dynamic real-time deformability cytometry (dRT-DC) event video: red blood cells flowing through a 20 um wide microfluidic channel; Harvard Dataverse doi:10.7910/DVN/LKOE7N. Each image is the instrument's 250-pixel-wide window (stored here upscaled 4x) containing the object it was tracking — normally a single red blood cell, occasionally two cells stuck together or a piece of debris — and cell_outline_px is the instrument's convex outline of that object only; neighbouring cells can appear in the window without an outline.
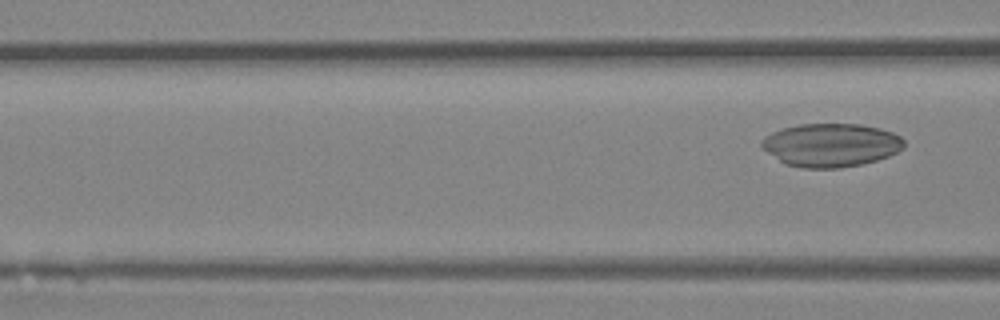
{"species": "Egyptian fruit bat (a non-hibernating species)", "species_latin": "Rousettus aegyptiacus", "temperature_condition": "room temperature", "stored_images_in_passage": 6, "camera_frame_rate_fps": 3000, "um_per_image_px": 0.085, "animal": {"sex": "female"}, "frame": {"image": 1, "passage_image": 6, "time_ms": 6.667, "image_size_px": [1000, 320], "cell_outline_px": [[904, 148], [888, 156], [876, 160], [860, 164], [840, 168], [800, 168], [784, 164], [768, 152], [760, 144], [760, 140], [764, 136], [772, 132], [784, 128], [800, 124], [860, 124], [880, 128], [892, 132], [900, 136], [904, 140]], "centroid_in_image_um": [70.62, 12.33], "position_along_channel_um": 96.0, "area_um2": 36.01}}